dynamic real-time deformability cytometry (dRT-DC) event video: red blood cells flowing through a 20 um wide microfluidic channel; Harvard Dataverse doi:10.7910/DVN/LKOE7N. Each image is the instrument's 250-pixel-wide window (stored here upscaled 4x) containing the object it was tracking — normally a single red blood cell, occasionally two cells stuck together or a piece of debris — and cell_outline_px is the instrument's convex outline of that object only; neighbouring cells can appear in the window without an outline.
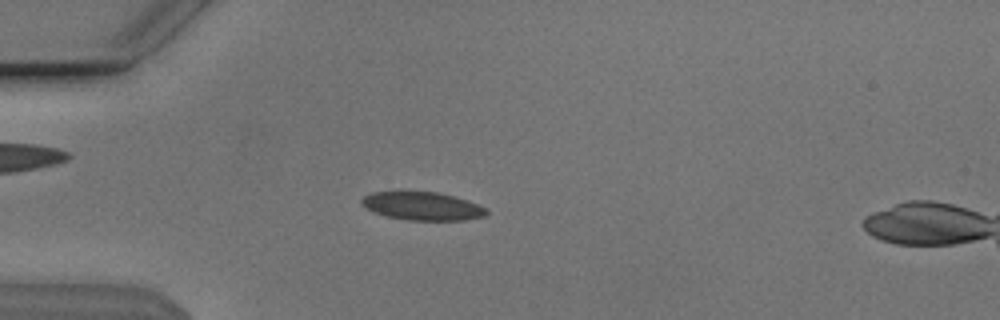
{"species": "Egyptian fruit bat (a non-hibernating species)", "species_latin": "Rousettus aegyptiacus", "temperature_condition": "cold", "stored_images_in_passage": 54, "camera_frame_rate_fps": 3000, "um_per_image_px": 0.085, "animal": {"sex": "male"}, "frame": {"image": 1, "passage_image": 15, "time_ms": 4.667, "image_size_px": [1000, 320], "cell_outline_px": [[488, 212], [484, 216], [464, 220], [408, 220], [388, 216], [372, 212], [360, 204], [360, 200], [364, 196], [372, 192], [400, 188], [436, 192], [452, 196], [488, 208]], "centroid_in_image_um": [35.79, 17.47], "position_along_channel_um": 49.2, "area_um2": 21.21}}
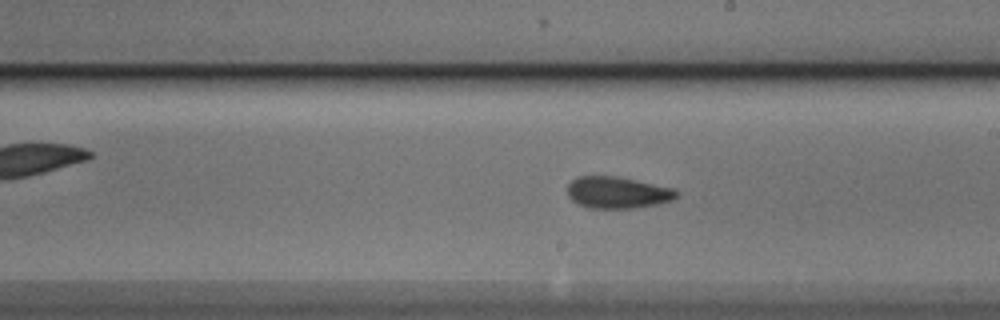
{"frame": {"image": 2, "passage_image": 31, "time_ms": 10.0, "image_size_px": [1000, 320], "cell_outline_px": [[680, 192], [672, 200], [660, 204], [636, 208], [588, 208], [576, 204], [568, 196], [568, 184], [572, 180], [580, 176], [612, 176], [676, 188]], "centroid_in_image_um": [52.5, 16.38], "position_along_channel_um": 236.5, "area_um2": 20.23}}
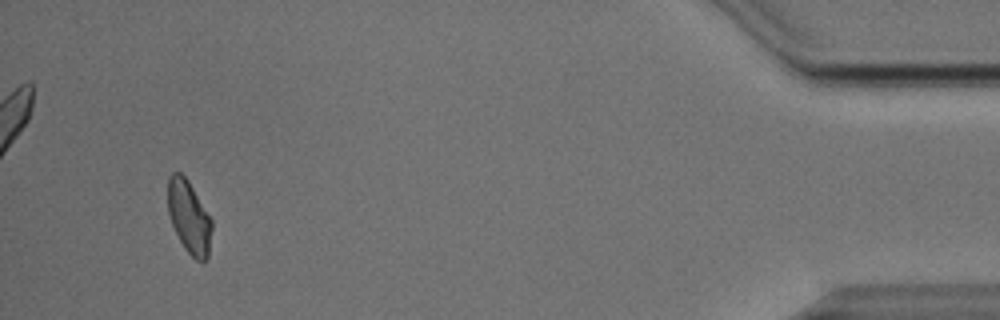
{"frame": {"image": 3, "passage_image": 51, "time_ms": 16.667, "image_size_px": [1000, 320], "cell_outline_px": [[212, 228], [208, 256], [204, 264], [196, 260], [184, 248], [172, 224], [168, 212], [168, 176], [172, 172], [180, 172], [188, 180], [212, 220]], "centroid_in_image_um": [16.07, 18.46], "position_along_channel_um": 419.1, "area_um2": 18.61}, "authors_computed_cell_mechanics": {"area_um2": 20.0566, "velocity_mm_per_s": 3.8256, "shape_relaxation_time_tau1_ms": 10.0413, "shape_relaxation_time_tau2_ms": 2.2477, "deformation_change_tau1": 0.157, "deformation_change_tau2": 0.0661}}